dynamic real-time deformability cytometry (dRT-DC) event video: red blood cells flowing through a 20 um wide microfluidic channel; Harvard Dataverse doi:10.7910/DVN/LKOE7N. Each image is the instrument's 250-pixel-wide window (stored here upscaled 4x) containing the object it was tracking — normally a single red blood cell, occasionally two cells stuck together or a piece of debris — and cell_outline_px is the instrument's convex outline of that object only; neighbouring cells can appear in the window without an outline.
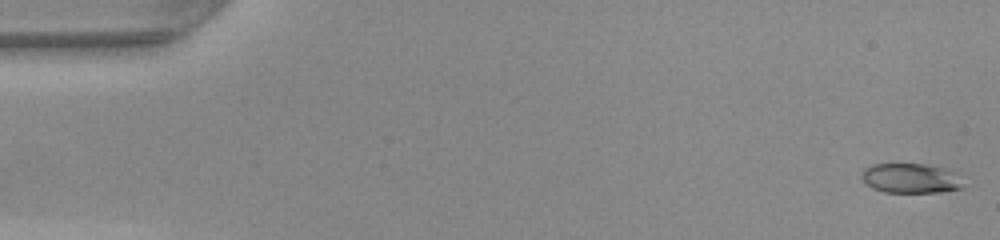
{"species": "common noctule bat (a hibernating species)", "species_latin": "Nyctalus noctula", "temperature_condition": "warm", "stored_images_in_passage": 48, "camera_frame_rate_fps": 3000, "um_per_image_px": 0.085, "animal": {"sex": "female", "body_mass_g": 22.0, "forearm_length_mm": 56.7}, "frame": {"image": 1, "passage_image": 1, "time_ms": 0.0, "image_size_px": [1000, 240], "cell_outline_px": [[964, 188], [940, 192], [884, 192], [872, 188], [860, 176], [864, 168], [872, 164], [924, 164], [940, 168], [952, 172]], "centroid_in_image_um": [77.32, 15.16], "position_along_channel_um": 7.7, "area_um2": 17.17}}
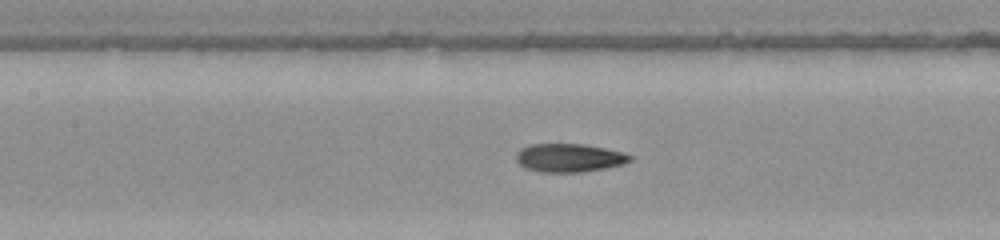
{"frame": {"image": 2, "passage_image": 22, "time_ms": 7.0, "image_size_px": [1000, 240], "cell_outline_px": [[632, 160], [624, 164], [584, 172], [540, 172], [524, 168], [516, 160], [516, 152], [520, 148], [532, 144], [584, 144], [624, 152], [632, 156]], "centroid_in_image_um": [48.37, 13.42], "position_along_channel_um": 159.0, "area_um2": 18.96}}
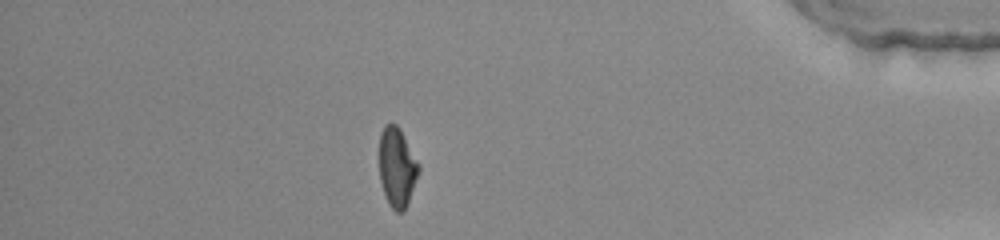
{"frame": {"image": 3, "passage_image": 42, "time_ms": 13.667, "image_size_px": [1000, 240], "cell_outline_px": [[420, 168], [404, 212], [396, 212], [388, 204], [384, 196], [380, 180], [380, 132], [384, 124], [396, 124], [400, 128], [420, 164]], "centroid_in_image_um": [33.74, 14.21], "position_along_channel_um": 401.5, "area_um2": 18.26}, "authors_computed_cell_mechanics": {"area_um2": 18.496, "velocity_mm_per_s": 4.264, "shape_relaxation_time_tau1_ms": null, "shape_relaxation_time_tau2_ms": 1.4679, "deformation_change_tau1": null, "deformation_change_tau2": 0.0785}}